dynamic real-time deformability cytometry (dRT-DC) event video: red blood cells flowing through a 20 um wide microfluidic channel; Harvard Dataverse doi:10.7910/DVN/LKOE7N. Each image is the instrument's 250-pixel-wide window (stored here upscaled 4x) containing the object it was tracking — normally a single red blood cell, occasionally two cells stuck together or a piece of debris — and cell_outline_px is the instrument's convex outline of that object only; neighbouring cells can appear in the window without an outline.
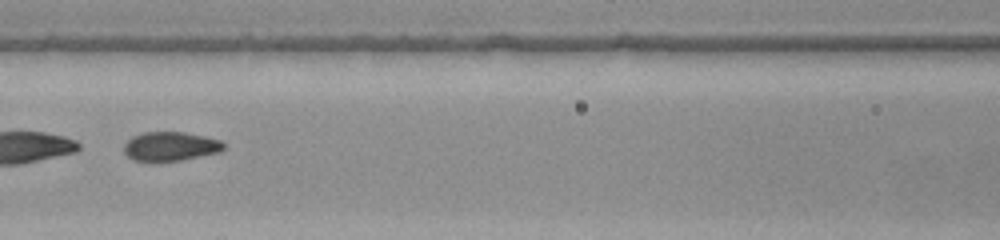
{"species": "common noctule bat (a hibernating species)", "species_latin": "Nyctalus noctula", "temperature_condition": "warm", "stored_images_in_passage": 48, "segment_of_instrument_passage": [2, 2], "camera_frame_rate_fps": 3000, "um_per_image_px": 0.085, "animal": {"sex": "female", "body_mass_g": 22.0, "forearm_length_mm": 56.7}, "frame": {"image": 1, "passage_image": 22, "time_ms": 7.0, "image_size_px": [1000, 240], "cell_outline_px": [[224, 148], [220, 152], [180, 160], [152, 164], [132, 160], [124, 152], [124, 144], [132, 136], [144, 132], [184, 132], [204, 136], [220, 140], [224, 144]], "centroid_in_image_um": [14.43, 12.47], "position_along_channel_um": 152.2, "area_um2": 17.34}}
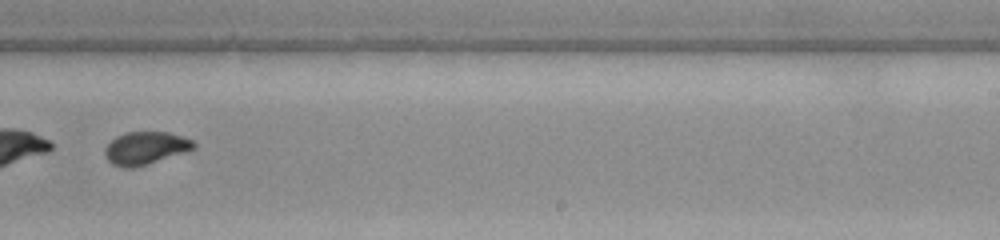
{"frame": {"image": 2, "passage_image": 31, "time_ms": 10.0, "image_size_px": [1000, 240], "cell_outline_px": [[196, 144], [192, 148], [148, 164], [132, 168], [120, 168], [112, 164], [108, 160], [104, 152], [104, 148], [116, 136], [128, 132], [168, 132], [192, 140]], "centroid_in_image_um": [12.29, 12.59], "position_along_channel_um": 276.7, "area_um2": 16.59}}